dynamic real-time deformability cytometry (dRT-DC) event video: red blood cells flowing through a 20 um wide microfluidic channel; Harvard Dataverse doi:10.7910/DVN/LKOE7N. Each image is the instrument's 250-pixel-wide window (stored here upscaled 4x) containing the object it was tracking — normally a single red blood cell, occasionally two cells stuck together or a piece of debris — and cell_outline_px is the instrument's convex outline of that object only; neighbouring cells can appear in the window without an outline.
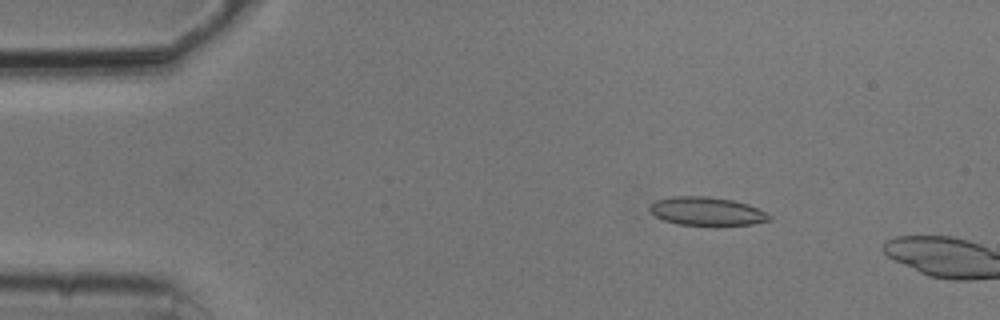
{"species": "common noctule bat (a hibernating species)", "species_latin": "Nyctalus noctula", "temperature_condition": "cold", "stored_images_in_passage": 10, "camera_frame_rate_fps": 3000, "um_per_image_px": 0.085, "animal": {"sex": "male", "body_mass_g": 20.5, "forearm_length_mm": 52.5}, "frame": {"image": 1, "passage_image": 7, "time_ms": 2.0, "image_size_px": [1000, 320], "cell_outline_px": [[772, 220], [752, 224], [716, 228], [680, 224], [664, 220], [656, 216], [648, 208], [656, 200], [672, 196], [708, 196], [732, 200], [748, 204], [768, 212], [772, 216]], "centroid_in_image_um": [60.16, 18.0], "position_along_channel_um": 24.8, "area_um2": 20.58}}